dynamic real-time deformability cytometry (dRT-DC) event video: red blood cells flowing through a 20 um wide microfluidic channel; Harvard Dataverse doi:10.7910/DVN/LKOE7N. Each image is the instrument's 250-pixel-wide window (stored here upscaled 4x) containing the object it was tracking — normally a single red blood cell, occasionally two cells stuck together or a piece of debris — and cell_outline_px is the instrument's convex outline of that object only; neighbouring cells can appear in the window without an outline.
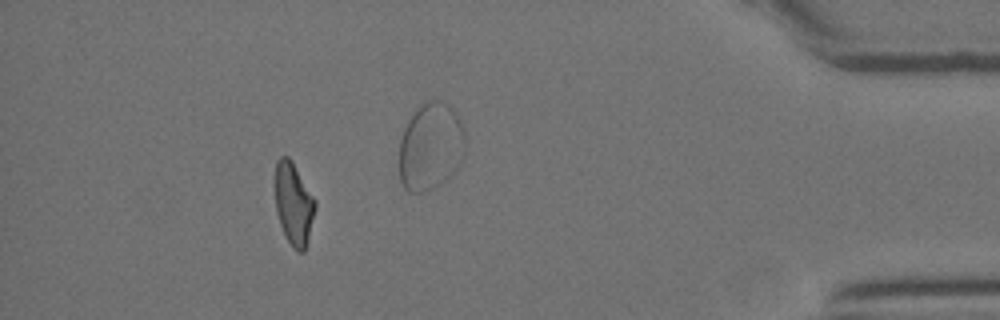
{"species": "Egyptian fruit bat (a non-hibernating species)", "species_latin": "Rousettus aegyptiacus", "temperature_condition": "room temperature", "stored_images_in_passage": 26, "camera_frame_rate_fps": 3000, "um_per_image_px": 0.085, "animal": {"sex": "female"}, "frame": {"image": 1, "passage_image": 22, "time_ms": 7.0, "image_size_px": [1000, 320], "cell_outline_px": [[316, 208], [304, 252], [296, 252], [292, 248], [280, 224], [276, 212], [276, 160], [280, 156], [288, 156], [292, 160], [316, 200]], "centroid_in_image_um": [24.97, 17.31], "position_along_channel_um": 410.2, "area_um2": 19.13}}